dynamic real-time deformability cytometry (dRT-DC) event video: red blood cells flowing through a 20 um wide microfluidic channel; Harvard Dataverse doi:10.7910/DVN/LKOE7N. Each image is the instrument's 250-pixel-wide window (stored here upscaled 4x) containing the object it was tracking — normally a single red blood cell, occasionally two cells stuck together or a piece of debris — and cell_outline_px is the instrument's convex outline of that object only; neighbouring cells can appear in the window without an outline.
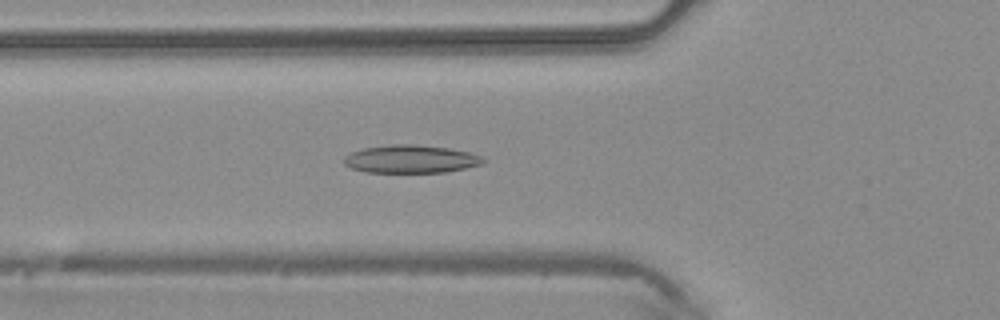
{"species": "common noctule bat (a hibernating species)", "species_latin": "Nyctalus noctula", "temperature_condition": "warm", "stored_images_in_passage": 40, "camera_frame_rate_fps": 3000, "um_per_image_px": 0.085, "animal": {"sex": "male", "body_mass_g": 20.4}, "frame": {"image": 1, "passage_image": 11, "time_ms": 3.333, "image_size_px": [1000, 320], "cell_outline_px": [[484, 160], [480, 164], [464, 168], [444, 172], [364, 172], [352, 168], [344, 164], [344, 156], [352, 152], [364, 148], [392, 144], [412, 144], [448, 148], [468, 152], [480, 156]], "centroid_in_image_um": [34.86, 13.52], "position_along_channel_um": 90.9, "area_um2": 22.37}}
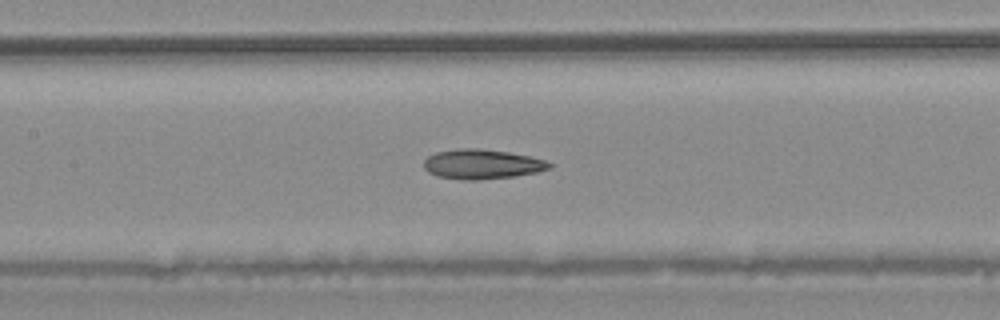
{"frame": {"image": 2, "passage_image": 16, "time_ms": 5.0, "image_size_px": [1000, 320], "cell_outline_px": [[552, 168], [536, 172], [516, 176], [480, 180], [464, 180], [440, 176], [428, 172], [424, 168], [424, 160], [428, 156], [436, 152], [460, 148], [476, 148], [508, 152], [528, 156], [544, 160], [552, 164]], "centroid_in_image_um": [40.97, 13.96], "position_along_channel_um": 166.4, "area_um2": 21.62}}
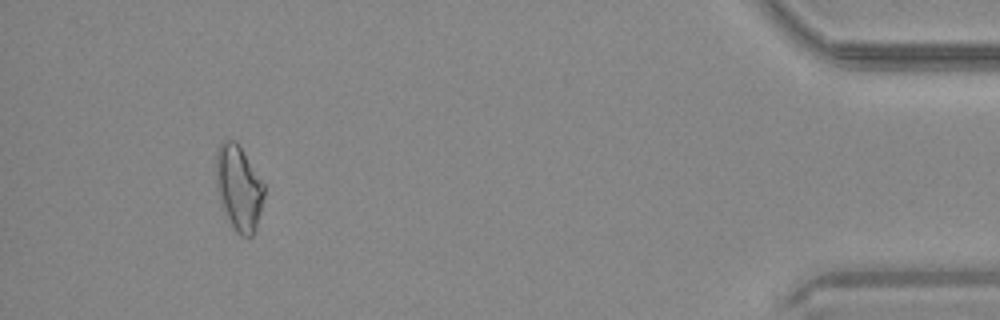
{"frame": {"image": 3, "passage_image": 37, "time_ms": 12.0, "image_size_px": [1000, 320], "cell_outline_px": [[264, 196], [256, 228], [252, 236], [240, 236], [236, 232], [228, 220], [220, 200], [216, 188], [216, 152], [220, 144], [224, 140], [236, 140], [240, 144], [264, 184]], "centroid_in_image_um": [20.29, 15.94], "position_along_channel_um": 414.9, "area_um2": 23.93}}